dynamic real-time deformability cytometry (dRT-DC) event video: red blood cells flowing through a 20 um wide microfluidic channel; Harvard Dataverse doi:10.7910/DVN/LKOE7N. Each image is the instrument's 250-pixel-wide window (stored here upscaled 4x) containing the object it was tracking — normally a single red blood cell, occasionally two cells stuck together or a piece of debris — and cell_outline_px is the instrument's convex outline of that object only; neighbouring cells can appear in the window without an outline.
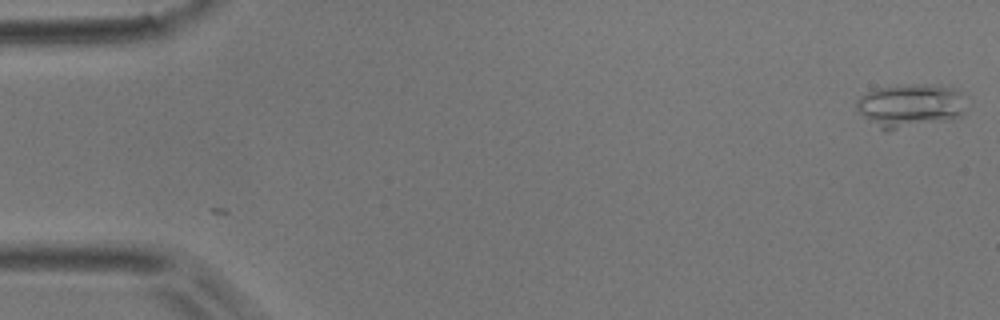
{"species": "common noctule bat (a hibernating species)", "species_latin": "Nyctalus noctula", "temperature_condition": "room temperature", "stored_images_in_passage": 5, "camera_frame_rate_fps": 3000, "um_per_image_px": 0.085, "animal": {"sex": "male", "body_mass_g": 17.9}, "frame": {"image": 1, "passage_image": 5, "time_ms": 1.333, "image_size_px": [1000, 320], "cell_outline_px": [[960, 116], [948, 120], [884, 132], [864, 116], [856, 108], [856, 100], [860, 96], [876, 88], [908, 84], [928, 84], [956, 88], [960, 92]], "centroid_in_image_um": [77.29, 8.98], "position_along_channel_um": 7.7, "area_um2": 27.4}}